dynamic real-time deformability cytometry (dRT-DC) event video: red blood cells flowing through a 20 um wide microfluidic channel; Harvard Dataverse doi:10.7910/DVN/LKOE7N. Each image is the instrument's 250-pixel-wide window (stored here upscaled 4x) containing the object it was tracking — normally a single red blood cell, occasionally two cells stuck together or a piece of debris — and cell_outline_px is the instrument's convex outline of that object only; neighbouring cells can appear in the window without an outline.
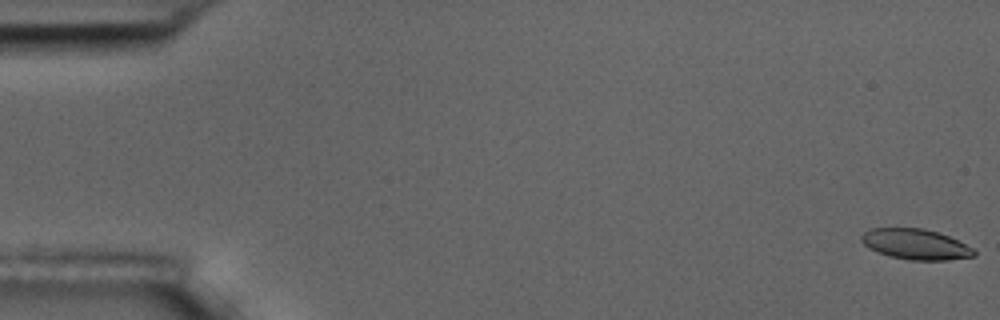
{"species": "common noctule bat (a hibernating species)", "species_latin": "Nyctalus noctula", "temperature_condition": "room temperature", "stored_images_in_passage": 6, "camera_frame_rate_fps": 3000, "um_per_image_px": 0.085, "animal": {"sex": "male", "body_mass_g": 17.5, "forearm_length_mm": 52.3}, "frame": {"image": 1, "passage_image": 1, "time_ms": 0.0, "image_size_px": [1000, 320], "cell_outline_px": [[976, 256], [948, 260], [912, 260], [888, 256], [876, 252], [868, 248], [860, 240], [860, 236], [864, 232], [872, 228], [924, 228], [948, 236], [972, 248], [976, 252]], "centroid_in_image_um": [77.79, 20.76], "position_along_channel_um": 7.2, "area_um2": 20.0}}